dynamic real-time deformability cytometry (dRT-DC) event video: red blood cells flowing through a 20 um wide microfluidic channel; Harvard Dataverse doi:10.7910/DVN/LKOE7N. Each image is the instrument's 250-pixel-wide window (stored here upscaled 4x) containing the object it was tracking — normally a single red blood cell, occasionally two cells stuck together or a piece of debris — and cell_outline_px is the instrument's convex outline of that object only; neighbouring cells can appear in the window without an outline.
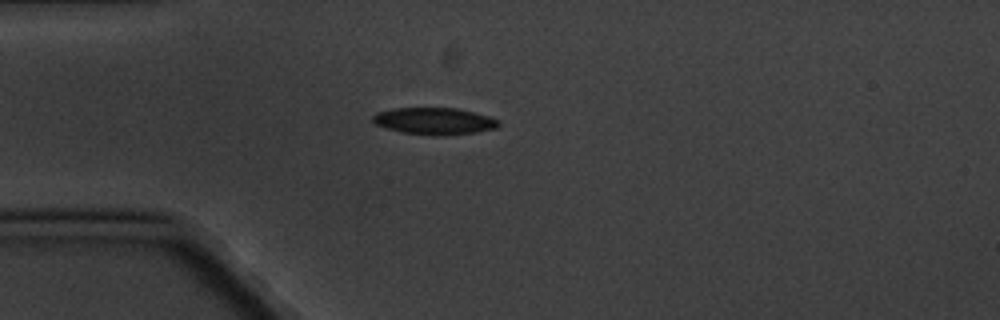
{"species": "common noctule bat (a hibernating species)", "species_latin": "Nyctalus noctula", "temperature_condition": "cold", "stored_images_in_passage": 1, "camera_frame_rate_fps": 3000, "um_per_image_px": 0.085, "animal": {"sex": "male", "body_mass_g": 20.1, "forearm_length_mm": 53.5}, "frame": {"image": 1, "passage_image": 1, "time_ms": 0.0, "image_size_px": [1000, 320], "cell_outline_px": [[500, 124], [496, 128], [476, 132], [448, 136], [436, 136], [400, 132], [376, 124], [372, 120], [372, 116], [376, 112], [392, 108], [456, 108], [488, 116], [496, 120]], "centroid_in_image_um": [36.89, 10.3], "position_along_channel_um": 48.1, "area_um2": 19.71}}